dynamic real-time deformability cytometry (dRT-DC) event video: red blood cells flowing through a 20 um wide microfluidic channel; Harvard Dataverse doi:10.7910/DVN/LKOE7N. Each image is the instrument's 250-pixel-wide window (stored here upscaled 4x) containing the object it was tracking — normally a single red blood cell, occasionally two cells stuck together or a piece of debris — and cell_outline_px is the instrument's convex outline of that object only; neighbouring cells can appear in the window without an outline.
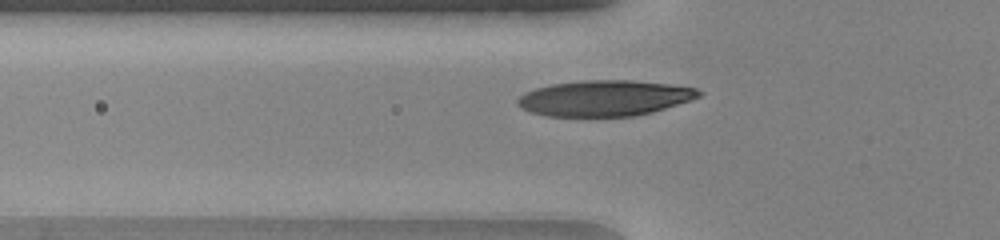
{"species": "human", "species_latin": "Homo sapiens", "temperature_condition": "warm", "stored_images_in_passage": 37, "camera_frame_rate_fps": 3000, "um_per_image_px": 0.085, "donor": {"sex": "female"}, "frame": {"image": 1, "passage_image": 12, "time_ms": 3.667, "image_size_px": [1000, 240], "cell_outline_px": [[704, 92], [700, 96], [692, 100], [652, 112], [636, 116], [548, 116], [528, 112], [520, 108], [516, 104], [516, 100], [524, 92], [536, 88], [552, 84], [580, 80], [632, 80], [668, 84], [696, 88]], "centroid_in_image_um": [51.37, 8.34], "position_along_channel_um": 74.4, "area_um2": 37.97}}
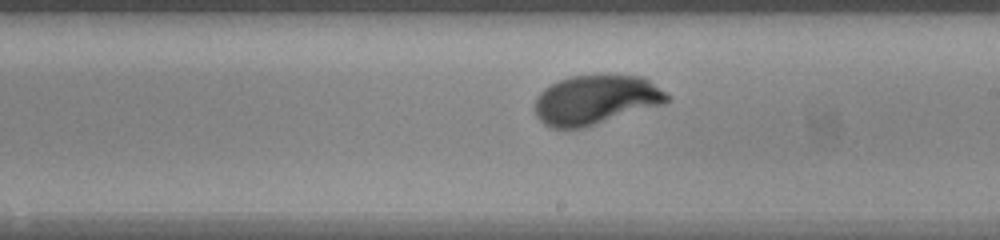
{"frame": {"image": 2, "passage_image": 24, "time_ms": 7.667, "image_size_px": [1000, 240], "cell_outline_px": [[672, 100], [664, 104], [584, 128], [552, 128], [544, 124], [536, 116], [536, 96], [544, 88], [568, 76], [596, 72], [604, 72], [644, 76], [672, 96]], "centroid_in_image_um": [50.7, 8.43], "position_along_channel_um": 238.3, "area_um2": 39.3}}
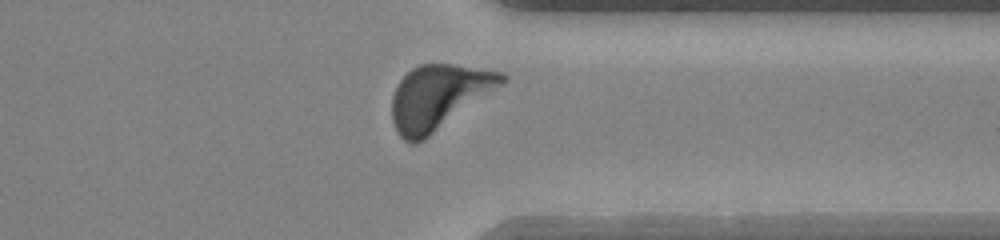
{"frame": {"image": 3, "passage_image": 34, "time_ms": 11.0, "image_size_px": [1000, 240], "cell_outline_px": [[508, 80], [504, 84], [424, 140], [416, 144], [408, 144], [396, 132], [392, 120], [392, 96], [400, 80], [412, 68], [420, 64], [452, 64], [504, 72], [508, 76]], "centroid_in_image_um": [37.29, 8.26], "position_along_channel_um": 374.1, "area_um2": 41.44}, "authors_computed_cell_mechanics": {"area_um2": 37.859, "velocity_mm_per_s": 4.1047, "shape_relaxation_time_tau1_ms": 2.4282, "shape_relaxation_time_tau2_ms": null, "deformation_change_tau1": 0.1805, "deformation_change_tau2": null}}